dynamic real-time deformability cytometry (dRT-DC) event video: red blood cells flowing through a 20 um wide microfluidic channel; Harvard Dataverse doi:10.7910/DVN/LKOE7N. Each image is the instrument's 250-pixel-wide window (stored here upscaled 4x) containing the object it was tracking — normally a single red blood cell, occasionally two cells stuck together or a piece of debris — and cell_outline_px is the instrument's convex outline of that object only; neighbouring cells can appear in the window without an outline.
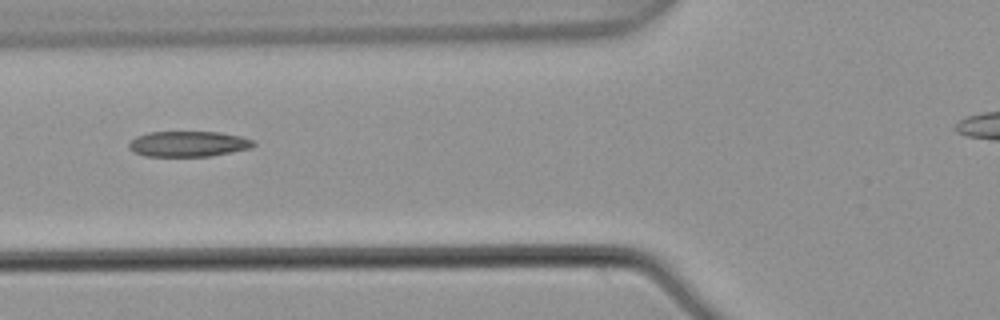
{"species": "common noctule bat (a hibernating species)", "species_latin": "Nyctalus noctula", "temperature_condition": "warm", "stored_images_in_passage": 5, "camera_frame_rate_fps": 3000, "um_per_image_px": 0.085, "animal": {"sex": "male", "body_mass_g": 21.5, "forearm_length_mm": 52.0}, "frame": {"image": 1, "passage_image": 5, "time_ms": 1.333, "image_size_px": [1000, 320], "cell_outline_px": [[256, 144], [252, 148], [232, 152], [208, 156], [144, 156], [128, 148], [128, 144], [136, 136], [148, 132], [220, 132], [240, 136], [256, 140]], "centroid_in_image_um": [16.04, 12.23], "position_along_channel_um": 109.8, "area_um2": 18.61}}